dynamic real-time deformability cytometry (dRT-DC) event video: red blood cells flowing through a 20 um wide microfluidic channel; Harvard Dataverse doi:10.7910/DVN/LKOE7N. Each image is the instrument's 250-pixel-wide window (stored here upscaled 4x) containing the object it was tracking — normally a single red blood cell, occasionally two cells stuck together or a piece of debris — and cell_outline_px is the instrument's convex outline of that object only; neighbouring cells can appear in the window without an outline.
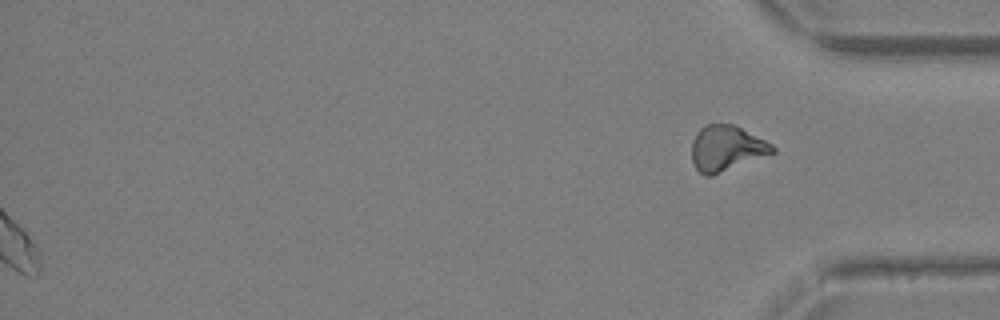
{"species": "Egyptian fruit bat (a non-hibernating species)", "species_latin": "Rousettus aegyptiacus", "temperature_condition": "warm", "stored_images_in_passage": 38, "segment_of_instrument_passage": [2, 2], "camera_frame_rate_fps": 3000, "um_per_image_px": 0.085, "animal": {"sex": "female"}, "frame": {"image": 1, "passage_image": 38, "time_ms": 12.333, "image_size_px": [1000, 320], "cell_outline_px": [[776, 152], [712, 176], [704, 176], [696, 168], [692, 160], [692, 140], [696, 132], [704, 124], [732, 124], [772, 144], [776, 148]], "centroid_in_image_um": [61.72, 12.61], "position_along_channel_um": 373.5, "area_um2": 21.33}}